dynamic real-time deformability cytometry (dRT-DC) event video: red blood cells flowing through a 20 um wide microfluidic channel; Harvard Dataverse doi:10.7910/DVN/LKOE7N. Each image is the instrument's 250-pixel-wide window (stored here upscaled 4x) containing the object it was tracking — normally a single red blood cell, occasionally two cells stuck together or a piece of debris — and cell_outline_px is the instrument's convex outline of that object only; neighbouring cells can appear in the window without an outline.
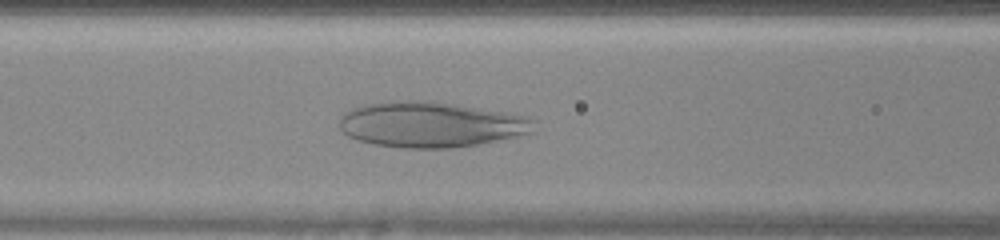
{"species": "human", "species_latin": "Homo sapiens", "temperature_condition": "warm", "stored_images_in_passage": 33, "camera_frame_rate_fps": 3000, "um_per_image_px": 0.085, "donor": {"sex": "female"}, "frame": {"image": 1, "passage_image": 11, "time_ms": 3.333, "image_size_px": [1000, 240], "cell_outline_px": [[536, 120], [532, 132], [516, 136], [480, 144], [452, 148], [404, 148], [376, 144], [356, 140], [348, 136], [340, 128], [340, 116], [344, 112], [352, 108], [364, 104], [404, 100], [428, 100], [512, 112], [528, 116]], "centroid_in_image_um": [36.65, 10.57], "position_along_channel_um": 129.9, "area_um2": 52.08}}
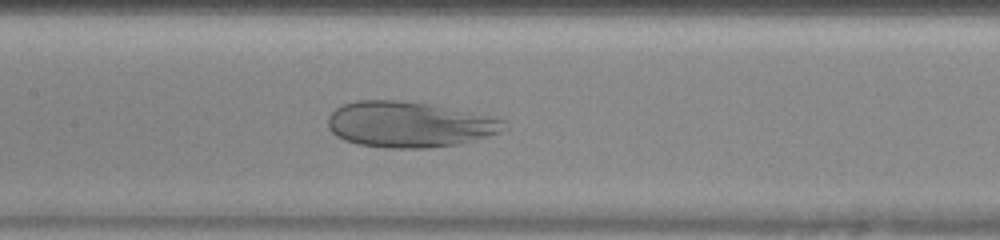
{"frame": {"image": 2, "passage_image": 14, "time_ms": 4.333, "image_size_px": [1000, 240], "cell_outline_px": [[508, 128], [500, 132], [460, 144], [428, 148], [388, 148], [356, 144], [344, 140], [336, 136], [328, 128], [328, 116], [340, 104], [356, 100], [400, 100], [432, 104], [508, 120]], "centroid_in_image_um": [34.78, 10.57], "position_along_channel_um": 172.6, "area_um2": 47.4}}
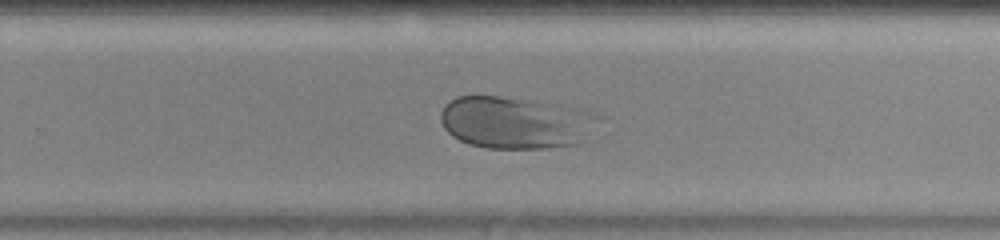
{"frame": {"image": 3, "passage_image": 22, "time_ms": 7.0, "image_size_px": [1000, 240], "cell_outline_px": [[576, 144], [548, 148], [484, 148], [468, 144], [452, 136], [444, 128], [440, 120], [440, 112], [444, 104], [456, 96], [500, 96], [560, 104], [572, 108]], "centroid_in_image_um": [43.2, 10.41], "position_along_channel_um": 286.6, "area_um2": 43.75}}